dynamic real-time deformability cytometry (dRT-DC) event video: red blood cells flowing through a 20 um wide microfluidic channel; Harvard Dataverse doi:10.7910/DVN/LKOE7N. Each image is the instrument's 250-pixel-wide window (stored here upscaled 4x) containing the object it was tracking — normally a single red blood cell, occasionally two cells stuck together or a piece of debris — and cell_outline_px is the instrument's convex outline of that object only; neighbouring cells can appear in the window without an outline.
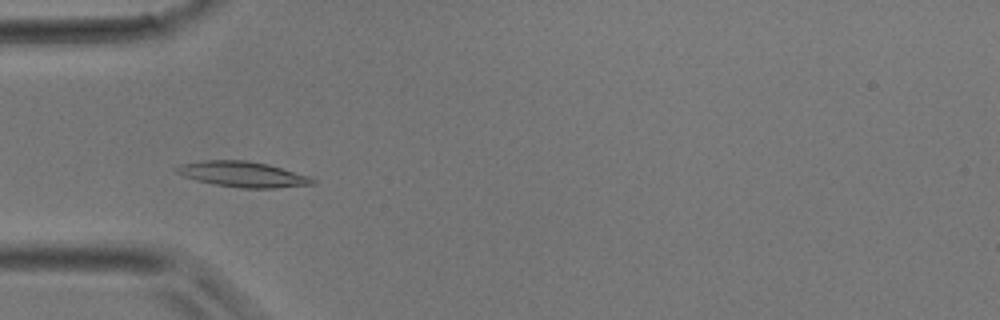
{"species": "common noctule bat (a hibernating species)", "species_latin": "Nyctalus noctula", "temperature_condition": "room temperature", "stored_images_in_passage": 4, "camera_frame_rate_fps": 3000, "um_per_image_px": 0.085, "animal": {"sex": "male", "body_mass_g": 17.9}, "frame": {"image": 1, "passage_image": 3, "time_ms": 2.333, "image_size_px": [1000, 320], "cell_outline_px": [[316, 184], [276, 188], [240, 188], [216, 184], [196, 180], [184, 176], [176, 172], [172, 168], [180, 164], [204, 160], [244, 160], [268, 164], [308, 176], [316, 180]], "centroid_in_image_um": [20.62, 14.81], "position_along_channel_um": 64.4, "area_um2": 20.17}}
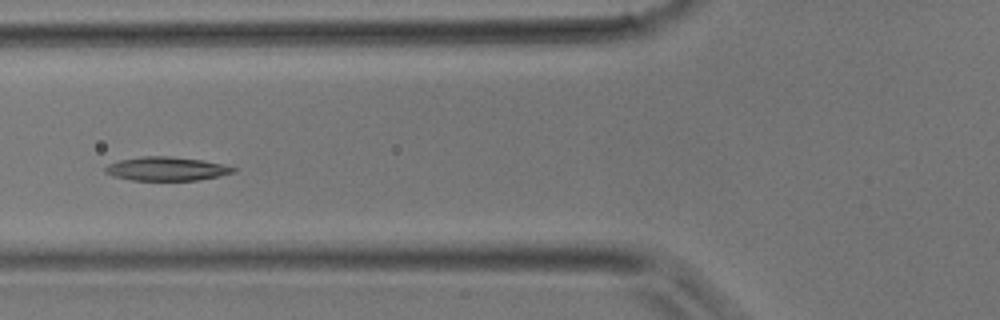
{"frame": {"image": 2, "passage_image": 4, "time_ms": 3.333, "image_size_px": [1000, 320], "cell_outline_px": [[236, 172], [220, 176], [196, 180], [132, 180], [112, 176], [104, 172], [104, 168], [108, 164], [120, 160], [144, 156], [168, 156], [200, 160], [220, 164], [236, 168]], "centroid_in_image_um": [14.12, 14.35], "position_along_channel_um": 111.7, "area_um2": 17.57}}